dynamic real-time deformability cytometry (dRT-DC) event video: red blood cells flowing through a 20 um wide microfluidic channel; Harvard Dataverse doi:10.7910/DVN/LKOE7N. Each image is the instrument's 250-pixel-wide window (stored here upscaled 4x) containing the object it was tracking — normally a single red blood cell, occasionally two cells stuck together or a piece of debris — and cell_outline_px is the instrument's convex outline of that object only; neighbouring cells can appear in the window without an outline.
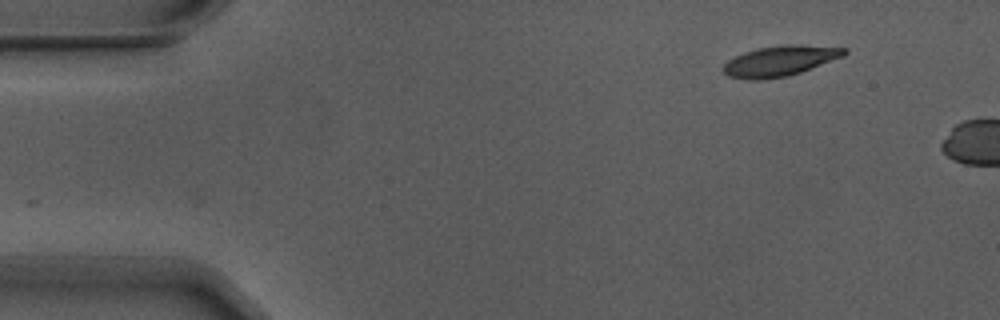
{"species": "Egyptian fruit bat (a non-hibernating species)", "species_latin": "Rousettus aegyptiacus", "temperature_condition": "warm", "stored_images_in_passage": 2, "camera_frame_rate_fps": 3000, "um_per_image_px": 0.085, "animal": {"sex": "male"}, "frame": {"image": 1, "passage_image": 1, "time_ms": 0.0, "image_size_px": [1000, 320], "cell_outline_px": [[848, 52], [844, 56], [800, 72], [788, 76], [764, 80], [752, 80], [728, 76], [724, 72], [724, 64], [728, 60], [744, 52], [756, 48], [784, 44], [792, 44], [848, 48]], "centroid_in_image_um": [66.3, 5.17], "position_along_channel_um": 18.7, "area_um2": 21.39}}